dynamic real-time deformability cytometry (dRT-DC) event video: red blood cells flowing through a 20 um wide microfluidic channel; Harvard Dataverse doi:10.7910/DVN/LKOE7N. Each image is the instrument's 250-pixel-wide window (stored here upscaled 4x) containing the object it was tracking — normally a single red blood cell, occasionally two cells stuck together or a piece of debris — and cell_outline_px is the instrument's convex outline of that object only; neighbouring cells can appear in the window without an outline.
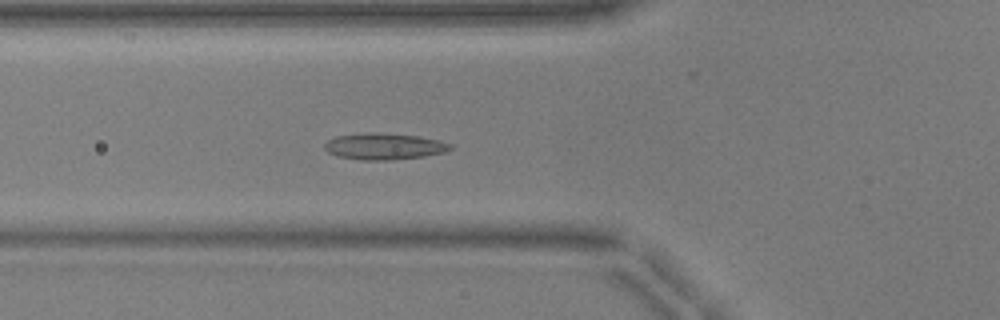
{"species": "common noctule bat (a hibernating species)", "species_latin": "Nyctalus noctula", "temperature_condition": "warm", "stored_images_in_passage": 41, "camera_frame_rate_fps": 3000, "um_per_image_px": 0.085, "animal": {"sex": "male", "body_mass_g": 17.9, "forearm_length_mm": 54.2}, "frame": {"image": 1, "passage_image": 9, "time_ms": 2.667, "image_size_px": [1000, 320], "cell_outline_px": [[452, 148], [444, 152], [424, 156], [392, 160], [360, 160], [340, 156], [328, 152], [324, 148], [324, 144], [328, 140], [336, 136], [368, 132], [376, 132], [420, 136], [440, 140], [452, 144]], "centroid_in_image_um": [32.67, 12.43], "position_along_channel_um": 93.1, "area_um2": 19.42}}
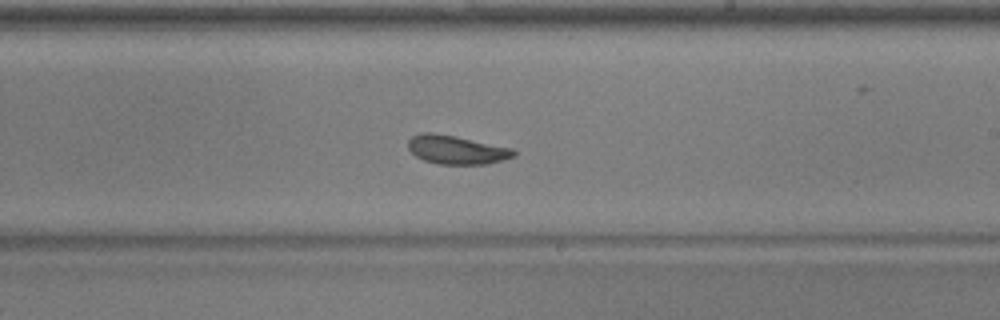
{"frame": {"image": 2, "passage_image": 21, "time_ms": 6.667, "image_size_px": [1000, 320], "cell_outline_px": [[516, 156], [504, 160], [488, 164], [440, 164], [424, 160], [416, 156], [408, 148], [408, 140], [412, 136], [420, 132], [432, 132], [456, 136], [512, 148], [516, 152]], "centroid_in_image_um": [38.81, 12.72], "position_along_channel_um": 250.2, "area_um2": 17.74}}
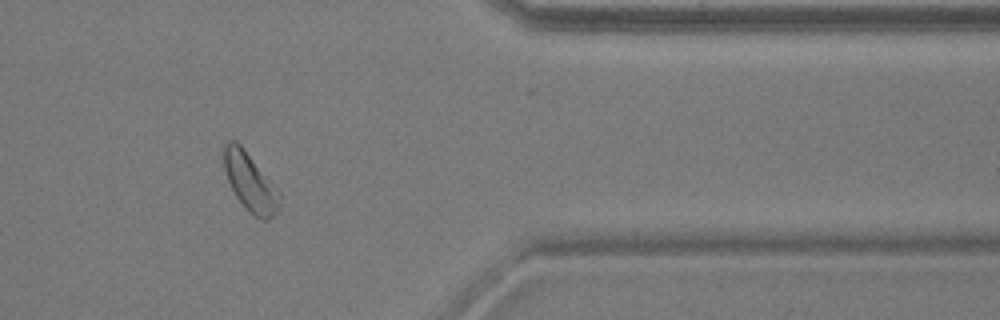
{"frame": {"image": 3, "passage_image": 33, "time_ms": 10.667, "image_size_px": [1000, 320], "cell_outline_px": [[280, 200], [276, 212], [268, 220], [264, 220], [248, 212], [236, 196], [228, 180], [224, 168], [224, 140], [236, 140], [244, 148], [280, 192]], "centroid_in_image_um": [21.24, 15.45], "position_along_channel_um": 390.2, "area_um2": 18.67}, "authors_computed_cell_mechanics": {"area_um2": 18.1492, "velocity_mm_per_s": 3.9202, "shape_relaxation_time_tau1_ms": 10.377, "shape_relaxation_time_tau2_ms": 5.2264, "deformation_change_tau1": 0.2094, "deformation_change_tau2": 0.1204}}